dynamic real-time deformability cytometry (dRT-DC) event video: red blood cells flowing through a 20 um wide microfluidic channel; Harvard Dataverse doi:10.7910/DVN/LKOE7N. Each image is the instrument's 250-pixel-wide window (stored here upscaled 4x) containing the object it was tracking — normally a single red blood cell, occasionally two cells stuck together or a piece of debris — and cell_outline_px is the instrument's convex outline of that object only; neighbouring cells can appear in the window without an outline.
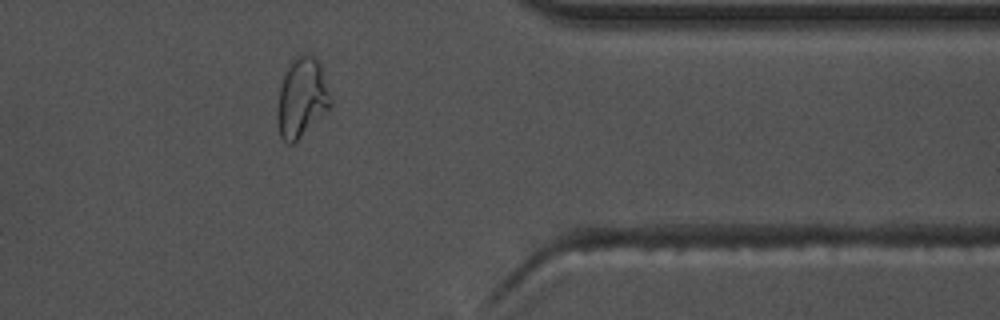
{"species": "common noctule bat (a hibernating species)", "species_latin": "Nyctalus noctula", "temperature_condition": "warm", "stored_images_in_passage": 38, "segment_of_instrument_passage": [1, 2], "camera_frame_rate_fps": 3000, "um_per_image_px": 0.085, "animal": {"sex": "male", "body_mass_g": 17.5, "forearm_length_mm": 52.3}, "frame": {"image": 1, "passage_image": 33, "time_ms": 10.667, "image_size_px": [1000, 320], "cell_outline_px": [[332, 104], [292, 144], [288, 144], [280, 136], [276, 120], [276, 112], [280, 84], [288, 64], [296, 56], [304, 52], [312, 56], [320, 64], [332, 100]], "centroid_in_image_um": [25.61, 8.27], "position_along_channel_um": 385.8, "area_um2": 24.39}}